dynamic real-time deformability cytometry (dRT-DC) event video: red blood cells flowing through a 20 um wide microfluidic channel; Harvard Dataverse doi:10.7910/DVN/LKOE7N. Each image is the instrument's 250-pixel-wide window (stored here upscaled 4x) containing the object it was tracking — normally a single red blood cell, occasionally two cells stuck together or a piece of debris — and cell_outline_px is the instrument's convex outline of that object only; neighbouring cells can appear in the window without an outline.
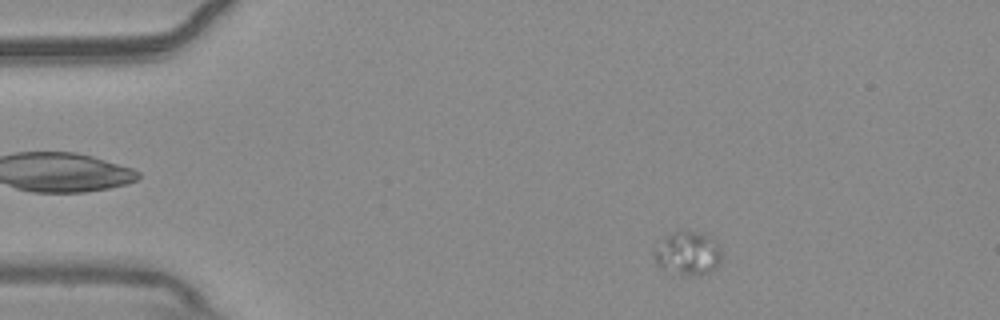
{"species": "common noctule bat (a hibernating species)", "species_latin": "Nyctalus noctula", "temperature_condition": "warm", "stored_images_in_passage": 53, "camera_frame_rate_fps": 3000, "um_per_image_px": 0.085, "animal": {"sex": "male", "body_mass_g": 20.4}, "frame": {"image": 1, "passage_image": 6, "time_ms": 1.667, "image_size_px": [1000, 320], "cell_outline_px": [[720, 264], [716, 268], [708, 272], [692, 276], [664, 268], [656, 260], [652, 252], [652, 248], [672, 232], [680, 228], [704, 232], [712, 236], [720, 244]], "centroid_in_image_um": [58.5, 21.44], "position_along_channel_um": 26.5, "area_um2": 17.4}}
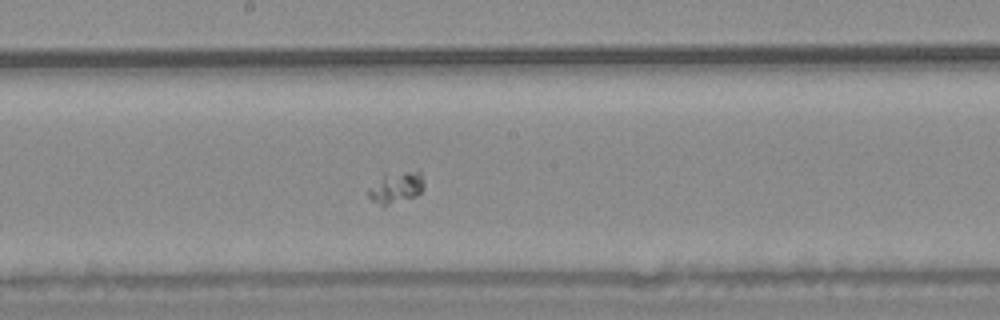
{"frame": {"image": 2, "passage_image": 27, "time_ms": 8.667, "image_size_px": [1000, 320], "cell_outline_px": [[424, 188], [416, 196], [388, 204], [380, 204], [372, 200], [368, 196], [368, 192], [384, 172], [420, 168], [424, 180]], "centroid_in_image_um": [33.76, 15.83], "position_along_channel_um": 214.4, "area_um2": 10.46}}
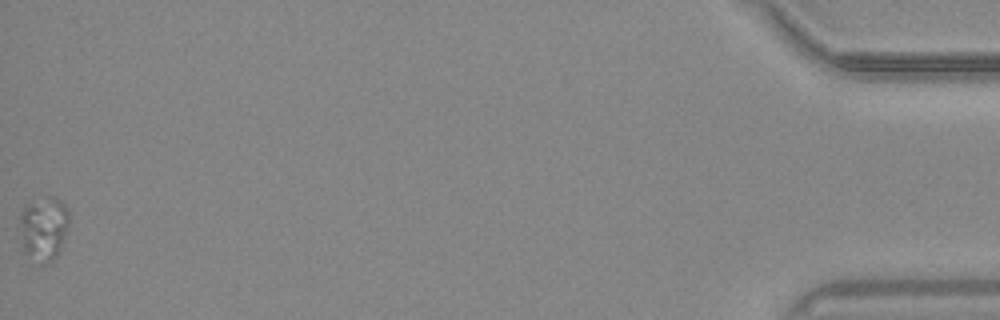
{"frame": {"image": 3, "passage_image": 53, "time_ms": 17.333, "image_size_px": [1000, 320], "cell_outline_px": [[68, 224], [64, 236], [56, 256], [48, 264], [40, 264], [24, 256], [20, 244], [20, 216], [24, 208], [28, 204], [48, 196], [52, 196], [60, 200], [68, 208]], "centroid_in_image_um": [3.67, 19.47], "position_along_channel_um": 431.5, "area_um2": 18.55}}